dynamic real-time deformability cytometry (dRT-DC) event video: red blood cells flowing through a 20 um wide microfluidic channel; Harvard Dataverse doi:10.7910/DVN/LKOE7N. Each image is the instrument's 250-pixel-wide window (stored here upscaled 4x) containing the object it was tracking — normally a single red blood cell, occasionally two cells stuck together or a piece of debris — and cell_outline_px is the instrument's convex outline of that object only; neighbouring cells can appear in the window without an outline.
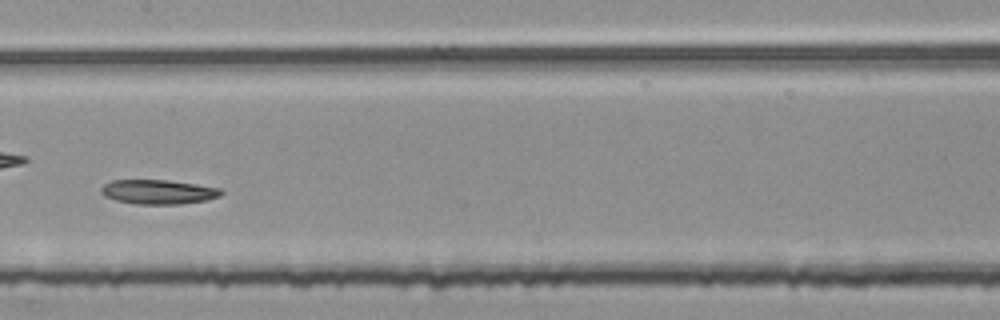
{"species": "common noctule bat (a hibernating species)", "species_latin": "Nyctalus noctula", "temperature_condition": "room temperature", "stored_images_in_passage": 45, "camera_frame_rate_fps": 3000, "um_per_image_px": 0.085, "animal": {"sex": "female", "body_mass_g": 25.1}, "frame": {"image": 1, "passage_image": 20, "time_ms": 6.333, "image_size_px": [1000, 320], "cell_outline_px": [[224, 192], [220, 196], [208, 200], [180, 204], [136, 204], [116, 200], [104, 196], [100, 192], [100, 188], [104, 184], [112, 180], [168, 180], [196, 184], [220, 188]], "centroid_in_image_um": [13.46, 16.31], "position_along_channel_um": 193.9, "area_um2": 17.17}}
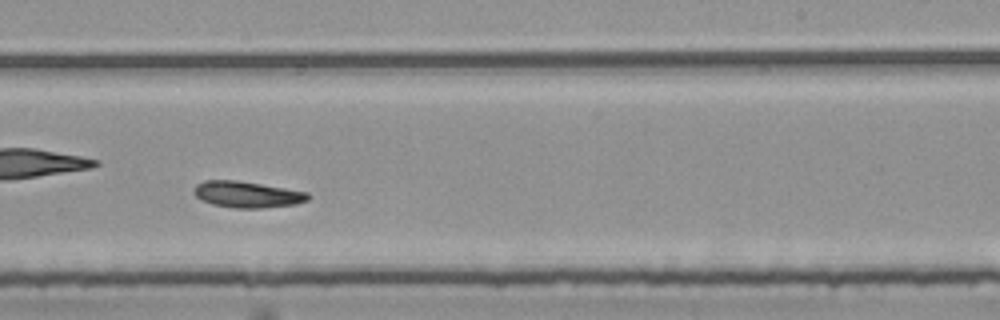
{"frame": {"image": 2, "passage_image": 26, "time_ms": 8.333, "image_size_px": [1000, 320], "cell_outline_px": [[312, 196], [308, 200], [296, 204], [264, 208], [232, 208], [212, 204], [200, 200], [192, 192], [196, 184], [204, 180], [236, 180], [308, 192]], "centroid_in_image_um": [20.99, 16.53], "position_along_channel_um": 268.0, "area_um2": 17.63}, "authors_computed_cell_mechanics": {"area_um2": 17.2244, "velocity_mm_per_s": 3.7139, "shape_relaxation_time_tau1_ms": null, "shape_relaxation_time_tau2_ms": 3.1654, "deformation_change_tau1": null, "deformation_change_tau2": 0.0688}}